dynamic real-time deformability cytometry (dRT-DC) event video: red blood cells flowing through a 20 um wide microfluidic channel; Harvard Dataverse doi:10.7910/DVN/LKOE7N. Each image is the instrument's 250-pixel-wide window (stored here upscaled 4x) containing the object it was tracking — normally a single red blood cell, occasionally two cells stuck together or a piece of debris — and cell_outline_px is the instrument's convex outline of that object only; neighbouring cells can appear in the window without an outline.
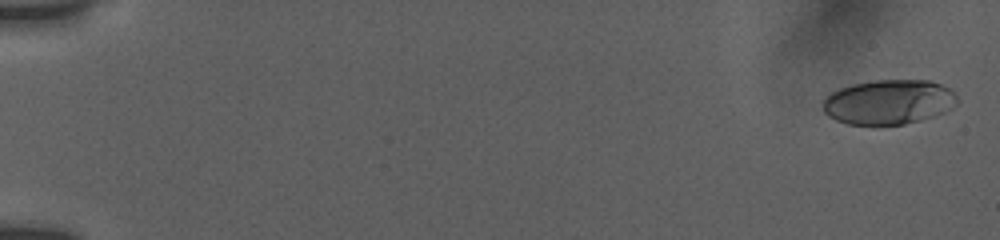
{"species": "human", "species_latin": "Homo sapiens", "temperature_condition": "room temperature", "stored_images_in_passage": 73, "camera_frame_rate_fps": 3000, "um_per_image_px": 0.085, "donor": {"sex": "female"}, "frame": {"image": 1, "passage_image": 2, "time_ms": 0.333, "image_size_px": [1000, 240], "cell_outline_px": [[960, 100], [952, 108], [944, 112], [920, 120], [904, 124], [880, 128], [872, 128], [848, 124], [836, 120], [828, 116], [824, 112], [824, 96], [840, 88], [852, 84], [876, 80], [928, 80], [940, 84], [956, 92]], "centroid_in_image_um": [75.54, 8.71], "position_along_channel_um": 9.5, "area_um2": 35.95}}
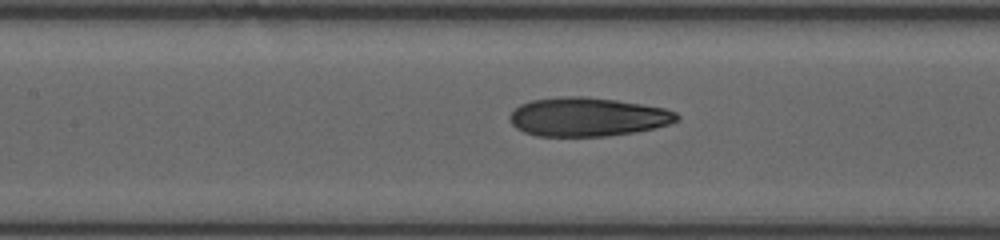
{"frame": {"image": 2, "passage_image": 38, "time_ms": 9.0, "image_size_px": [1000, 240], "cell_outline_px": [[680, 120], [656, 128], [636, 132], [608, 136], [536, 136], [524, 132], [516, 128], [508, 120], [508, 116], [520, 104], [532, 100], [560, 96], [584, 96], [616, 100], [664, 108], [676, 112], [680, 116]], "centroid_in_image_um": [49.94, 9.94], "position_along_channel_um": 157.5, "area_um2": 38.03}}
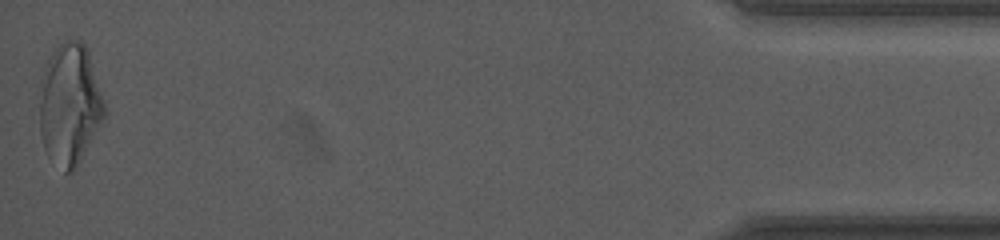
{"frame": {"image": 3, "passage_image": 72, "time_ms": 18.333, "image_size_px": [1000, 240], "cell_outline_px": [[108, 112], [76, 168], [72, 172], [64, 172], [48, 156], [44, 148], [40, 132], [40, 80], [44, 68], [52, 52], [60, 44], [68, 40], [80, 40], [84, 44], [88, 52]], "centroid_in_image_um": [5.93, 8.9], "position_along_channel_um": 429.3, "area_um2": 45.89}, "authors_computed_cell_mechanics": {"area_um2": 37.2232, "velocity_mm_per_s": 3.7852, "shape_relaxation_time_tau1_ms": 7.9129, "shape_relaxation_time_tau2_ms": 2.2111, "deformation_change_tau1": 0.2701, "deformation_change_tau2": 0.1118}}